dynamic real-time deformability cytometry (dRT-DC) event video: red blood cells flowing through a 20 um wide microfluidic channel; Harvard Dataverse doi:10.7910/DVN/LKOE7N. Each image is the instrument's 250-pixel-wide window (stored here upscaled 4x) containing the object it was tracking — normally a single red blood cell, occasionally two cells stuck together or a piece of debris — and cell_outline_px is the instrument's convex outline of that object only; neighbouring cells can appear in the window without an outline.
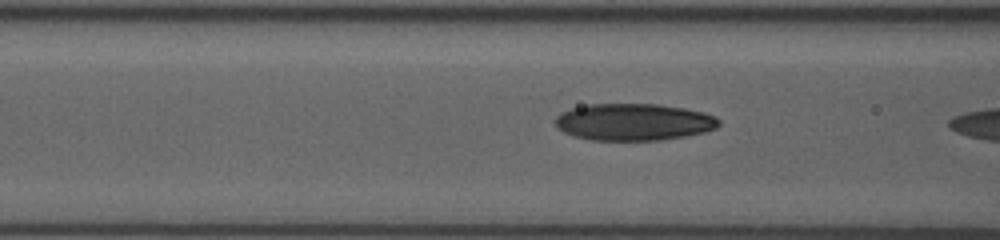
{"species": "human", "species_latin": "Homo sapiens", "temperature_condition": "room temperature", "stored_images_in_passage": 23, "camera_frame_rate_fps": 3000, "um_per_image_px": 0.085, "donor": {"sex": "female"}, "frame": {"image": 1, "passage_image": 20, "time_ms": 6.333, "image_size_px": [1000, 240], "cell_outline_px": [[720, 124], [716, 128], [704, 132], [684, 136], [660, 140], [592, 140], [572, 136], [564, 132], [556, 124], [556, 116], [560, 112], [572, 108], [588, 104], [660, 104], [684, 108], [704, 112], [716, 116], [720, 120]], "centroid_in_image_um": [53.88, 10.36], "position_along_channel_um": 112.7, "area_um2": 35.32}}